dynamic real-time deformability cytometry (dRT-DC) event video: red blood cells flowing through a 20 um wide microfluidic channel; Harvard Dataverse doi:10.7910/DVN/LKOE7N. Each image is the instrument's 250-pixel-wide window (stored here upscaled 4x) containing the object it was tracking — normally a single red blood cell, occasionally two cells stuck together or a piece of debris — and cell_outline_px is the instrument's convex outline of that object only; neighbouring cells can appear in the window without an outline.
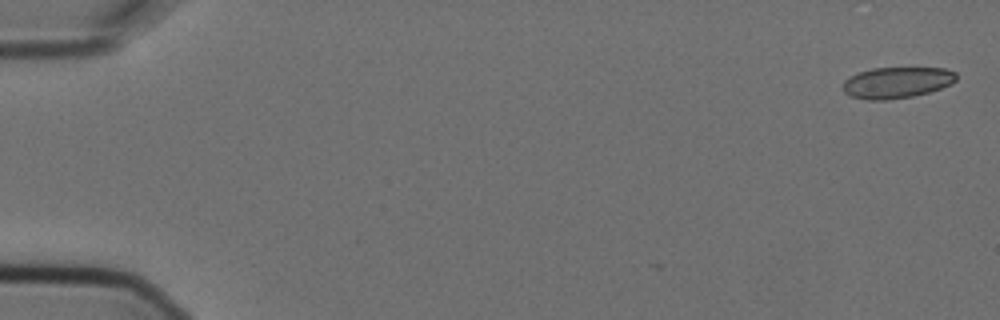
{"species": "Egyptian fruit bat (a non-hibernating species)", "species_latin": "Rousettus aegyptiacus", "temperature_condition": "cold", "stored_images_in_passage": 4, "camera_frame_rate_fps": 3000, "um_per_image_px": 0.085, "animal": {"sex": "female"}, "frame": {"image": 1, "passage_image": 1, "time_ms": 0.0, "image_size_px": [1000, 320], "cell_outline_px": [[956, 80], [940, 88], [928, 92], [912, 96], [888, 100], [868, 100], [852, 96], [844, 92], [844, 80], [860, 72], [872, 68], [944, 68], [956, 72]], "centroid_in_image_um": [76.23, 7.01], "position_along_channel_um": 8.8, "area_um2": 20.29}}
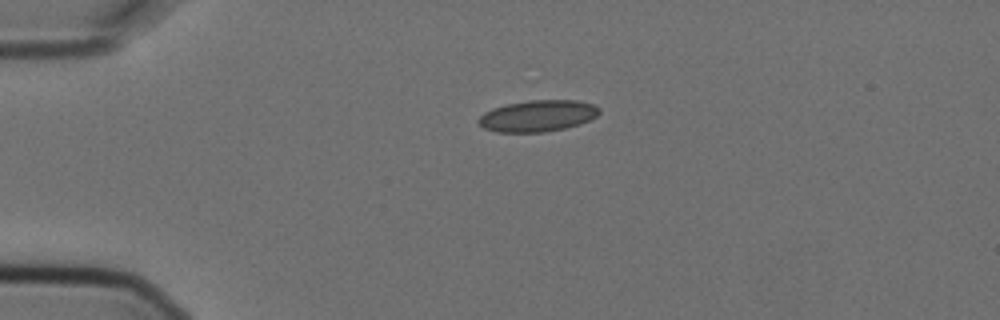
{"frame": {"image": 2, "passage_image": 4, "time_ms": 1.0, "image_size_px": [1000, 320], "cell_outline_px": [[600, 112], [596, 116], [580, 124], [564, 128], [544, 132], [496, 132], [484, 128], [476, 120], [484, 112], [492, 108], [508, 104], [528, 100], [576, 100], [592, 104], [600, 108]], "centroid_in_image_um": [45.69, 9.85], "position_along_channel_um": 39.3, "area_um2": 22.08}}